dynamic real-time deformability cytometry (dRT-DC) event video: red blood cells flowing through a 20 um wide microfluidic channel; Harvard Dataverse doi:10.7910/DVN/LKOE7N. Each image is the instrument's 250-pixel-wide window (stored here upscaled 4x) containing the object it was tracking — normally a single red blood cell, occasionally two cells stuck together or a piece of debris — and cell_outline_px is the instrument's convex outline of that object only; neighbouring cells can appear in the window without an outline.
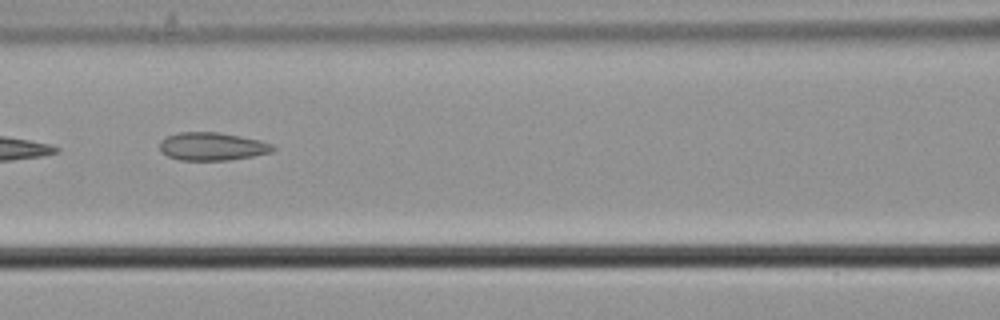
{"species": "common noctule bat (a hibernating species)", "species_latin": "Nyctalus noctula", "temperature_condition": "cold", "stored_images_in_passage": 7, "camera_frame_rate_fps": 3000, "um_per_image_px": 0.085, "animal": {"sex": "male", "body_mass_g": 21.5, "forearm_length_mm": 52.0}, "frame": {"image": 1, "passage_image": 7, "time_ms": 2.0, "image_size_px": [1000, 320], "cell_outline_px": [[276, 148], [272, 152], [252, 156], [228, 160], [180, 160], [168, 156], [160, 152], [160, 140], [168, 136], [180, 132], [220, 132], [260, 140], [272, 144]], "centroid_in_image_um": [18.03, 12.44], "position_along_channel_um": 148.6, "area_um2": 18.5}}